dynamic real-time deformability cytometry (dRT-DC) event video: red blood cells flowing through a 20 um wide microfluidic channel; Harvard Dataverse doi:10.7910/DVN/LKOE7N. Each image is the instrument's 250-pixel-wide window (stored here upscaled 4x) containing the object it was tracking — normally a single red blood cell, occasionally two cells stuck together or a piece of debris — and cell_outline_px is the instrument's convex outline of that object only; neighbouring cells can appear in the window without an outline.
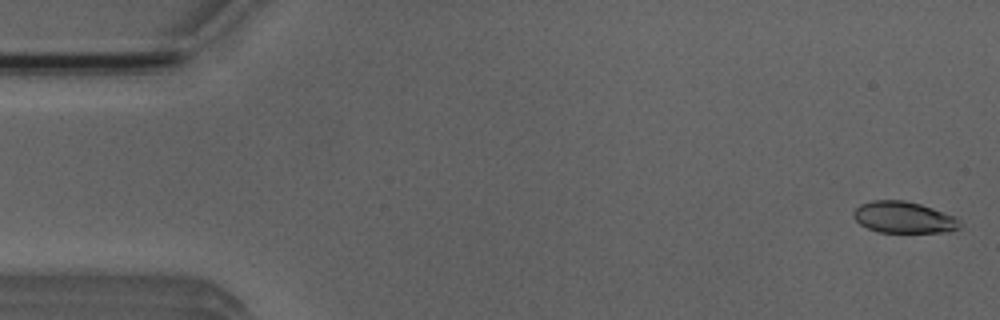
{"species": "Egyptian fruit bat (a non-hibernating species)", "species_latin": "Rousettus aegyptiacus", "temperature_condition": "room temperature", "stored_images_in_passage": 7, "camera_frame_rate_fps": 3000, "um_per_image_px": 0.085, "animal": {"sex": "male"}, "frame": {"image": 1, "passage_image": 1, "time_ms": 0.0, "image_size_px": [1000, 320], "cell_outline_px": [[960, 228], [948, 232], [880, 232], [868, 228], [860, 224], [852, 216], [852, 212], [860, 204], [872, 200], [904, 200], [920, 204], [956, 216], [960, 220]], "centroid_in_image_um": [76.82, 18.47], "position_along_channel_um": 8.2, "area_um2": 19.59}}
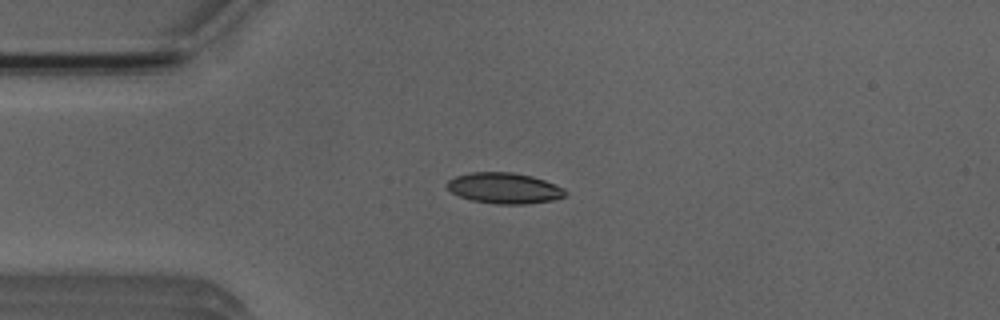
{"frame": {"image": 2, "passage_image": 4, "time_ms": 3.667, "image_size_px": [1000, 320], "cell_outline_px": [[568, 192], [564, 196], [552, 200], [524, 204], [496, 204], [472, 200], [460, 196], [452, 192], [448, 188], [448, 180], [456, 176], [468, 172], [512, 172], [532, 176], [544, 180], [564, 188]], "centroid_in_image_um": [42.87, 15.98], "position_along_channel_um": 42.1, "area_um2": 21.1}}
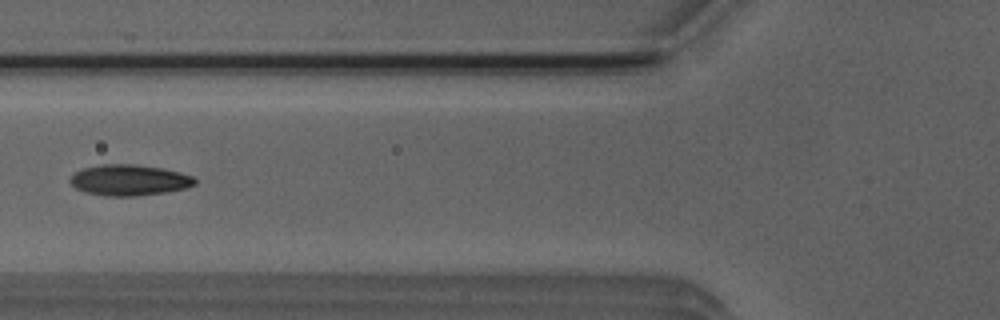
{"frame": {"image": 3, "passage_image": 6, "time_ms": 6.0, "image_size_px": [1000, 320], "cell_outline_px": [[196, 184], [188, 188], [164, 192], [136, 196], [104, 196], [84, 192], [76, 188], [68, 180], [76, 172], [84, 168], [100, 164], [136, 164], [164, 168], [180, 172], [192, 176], [196, 180]], "centroid_in_image_um": [11.0, 15.31], "position_along_channel_um": 114.8, "area_um2": 22.6}}